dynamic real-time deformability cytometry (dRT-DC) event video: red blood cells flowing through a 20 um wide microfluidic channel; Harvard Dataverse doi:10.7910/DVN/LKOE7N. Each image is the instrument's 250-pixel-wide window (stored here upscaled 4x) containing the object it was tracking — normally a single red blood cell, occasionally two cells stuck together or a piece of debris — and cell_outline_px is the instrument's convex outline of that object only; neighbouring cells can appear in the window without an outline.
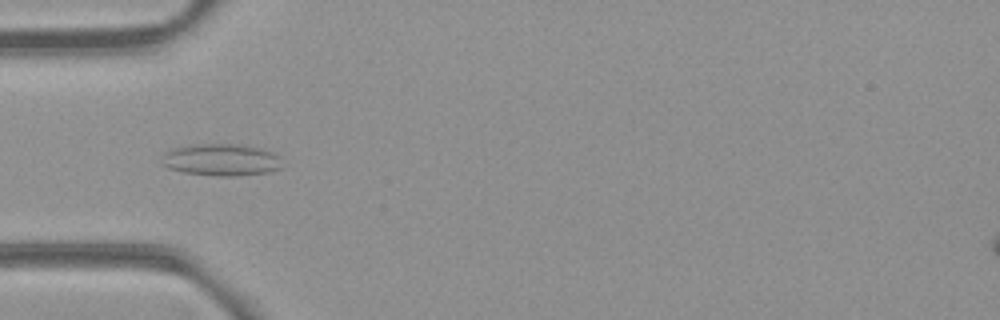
{"species": "common noctule bat (a hibernating species)", "species_latin": "Nyctalus noctula", "temperature_condition": "room temperature", "stored_images_in_passage": 5, "camera_frame_rate_fps": 3000, "um_per_image_px": 0.085, "animal": {"sex": "female", "body_mass_g": 21.9}, "frame": {"image": 1, "passage_image": 3, "time_ms": 0.667, "image_size_px": [1000, 320], "cell_outline_px": [[280, 168], [272, 172], [236, 176], [216, 176], [184, 172], [168, 168], [160, 164], [164, 152], [172, 148], [192, 144], [248, 144], [272, 152], [280, 156]], "centroid_in_image_um": [18.8, 13.58], "position_along_channel_um": 66.2, "area_um2": 22.83}}